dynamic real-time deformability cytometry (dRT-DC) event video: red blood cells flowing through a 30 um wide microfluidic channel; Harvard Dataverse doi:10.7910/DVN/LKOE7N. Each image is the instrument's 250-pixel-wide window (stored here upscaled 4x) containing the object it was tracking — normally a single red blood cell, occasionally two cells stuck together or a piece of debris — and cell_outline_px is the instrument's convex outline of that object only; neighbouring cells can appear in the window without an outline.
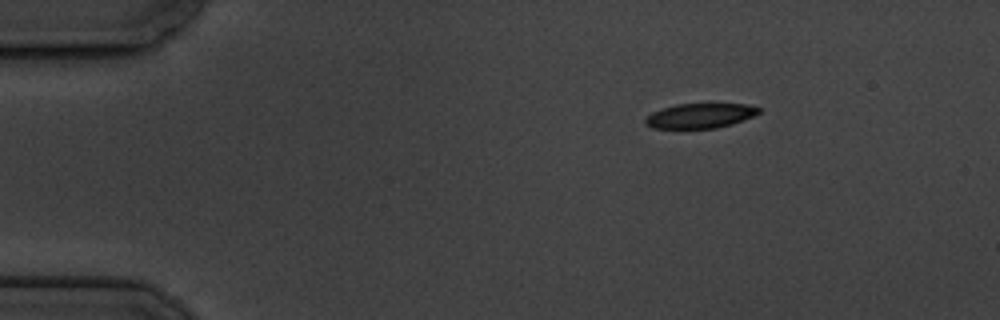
{"species": "common noctule bat (a hibernating species)", "species_latin": "Nyctalus noctula", "temperature_condition": "cold", "stored_images_in_passage": 9, "camera_frame_rate_fps": 3000, "um_per_image_px": 0.085, "animal": {"sex": "male", "body_mass_g": 19.5, "forearm_length_mm": 54.6}, "frame": {"image": 1, "passage_image": 1, "time_ms": 0.0, "image_size_px": [1000, 320], "cell_outline_px": [[760, 112], [744, 120], [732, 124], [716, 128], [652, 128], [644, 124], [644, 120], [652, 112], [660, 108], [676, 104], [748, 104], [760, 108]], "centroid_in_image_um": [59.48, 9.83], "position_along_channel_um": 25.5, "area_um2": 16.42}}
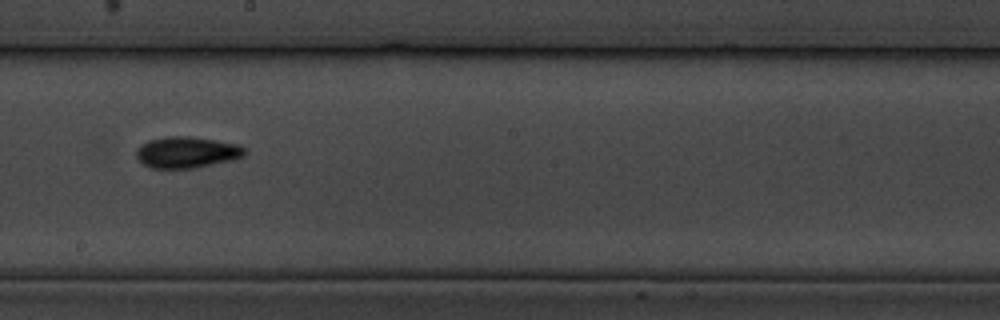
{"frame": {"image": 2, "passage_image": 7, "time_ms": 8.0, "image_size_px": [1000, 320], "cell_outline_px": [[248, 148], [244, 156], [232, 160], [192, 168], [152, 168], [144, 164], [136, 156], [136, 148], [140, 144], [148, 140], [164, 136], [188, 136], [216, 140], [240, 144]], "centroid_in_image_um": [15.89, 12.92], "position_along_channel_um": 232.3, "area_um2": 19.94}}
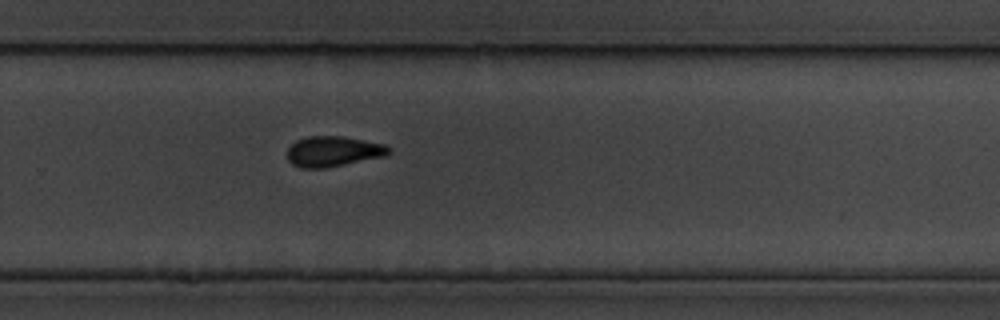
{"frame": {"image": 3, "passage_image": 9, "time_ms": 10.0, "image_size_px": [1000, 320], "cell_outline_px": [[392, 152], [384, 156], [324, 168], [300, 168], [292, 164], [288, 160], [288, 148], [296, 140], [308, 136], [344, 136], [388, 144], [392, 148]], "centroid_in_image_um": [28.36, 12.85], "position_along_channel_um": 301.4, "area_um2": 18.15}}